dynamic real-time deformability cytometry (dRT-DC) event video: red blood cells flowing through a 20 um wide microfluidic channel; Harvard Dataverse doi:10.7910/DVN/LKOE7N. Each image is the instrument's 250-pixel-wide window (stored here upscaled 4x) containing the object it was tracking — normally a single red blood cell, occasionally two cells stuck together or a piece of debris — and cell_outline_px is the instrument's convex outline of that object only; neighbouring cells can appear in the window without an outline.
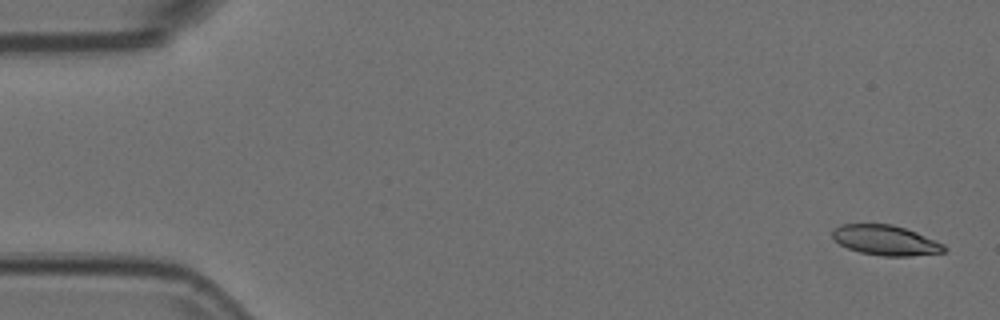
{"species": "Egyptian fruit bat (a non-hibernating species)", "species_latin": "Rousettus aegyptiacus", "temperature_condition": "room temperature", "stored_images_in_passage": 5, "camera_frame_rate_fps": 3000, "um_per_image_px": 0.085, "animal": {"sex": "female"}, "frame": {"image": 1, "passage_image": 1, "time_ms": 0.0, "image_size_px": [1000, 320], "cell_outline_px": [[948, 248], [944, 252], [908, 256], [884, 256], [860, 252], [848, 248], [840, 244], [832, 236], [832, 232], [836, 228], [844, 224], [892, 224], [916, 232], [944, 244]], "centroid_in_image_um": [75.3, 20.42], "position_along_channel_um": 9.7, "area_um2": 19.31}}
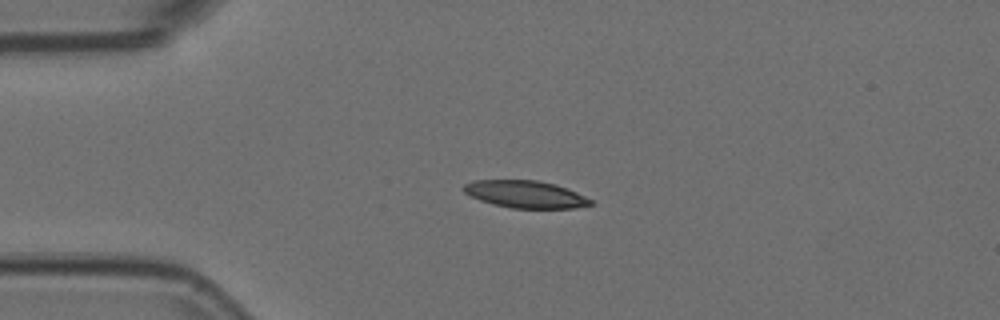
{"frame": {"image": 2, "passage_image": 4, "time_ms": 1.0, "image_size_px": [1000, 320], "cell_outline_px": [[596, 204], [576, 208], [512, 208], [492, 204], [480, 200], [464, 192], [460, 188], [464, 184], [476, 180], [536, 180], [556, 184], [568, 188], [592, 200]], "centroid_in_image_um": [44.68, 16.51], "position_along_channel_um": 40.3, "area_um2": 20.29}}